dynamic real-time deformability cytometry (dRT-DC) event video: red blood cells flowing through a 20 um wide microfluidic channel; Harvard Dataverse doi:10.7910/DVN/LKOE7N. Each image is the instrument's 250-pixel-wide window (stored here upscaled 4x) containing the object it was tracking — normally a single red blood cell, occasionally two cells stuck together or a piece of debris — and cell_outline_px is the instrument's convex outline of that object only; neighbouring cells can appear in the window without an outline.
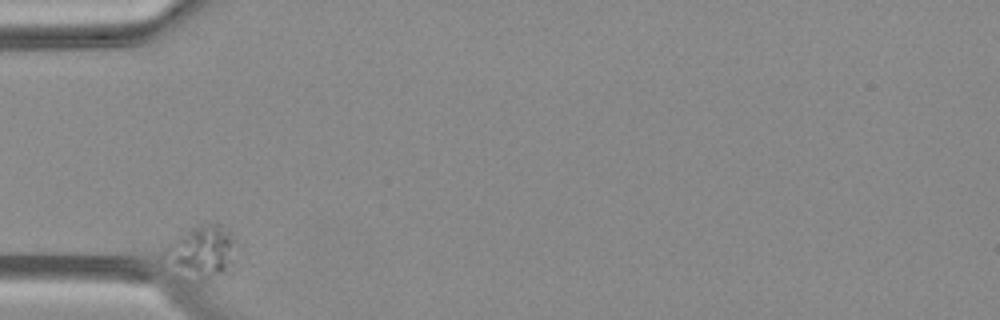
{"species": "Egyptian fruit bat (a non-hibernating species)", "species_latin": "Rousettus aegyptiacus", "temperature_condition": "warm", "stored_images_in_passage": 2, "camera_frame_rate_fps": 3000, "um_per_image_px": 0.085, "animal": {"sex": "female"}, "frame": {"image": 1, "passage_image": 1, "time_ms": 0.0, "image_size_px": [1000, 320], "cell_outline_px": [[232, 276], [200, 276], [180, 268], [160, 256], [164, 248], [176, 236], [200, 224], [220, 224], [232, 232]], "centroid_in_image_um": [17.2, 21.31], "position_along_channel_um": 67.8, "area_um2": 20.69}}